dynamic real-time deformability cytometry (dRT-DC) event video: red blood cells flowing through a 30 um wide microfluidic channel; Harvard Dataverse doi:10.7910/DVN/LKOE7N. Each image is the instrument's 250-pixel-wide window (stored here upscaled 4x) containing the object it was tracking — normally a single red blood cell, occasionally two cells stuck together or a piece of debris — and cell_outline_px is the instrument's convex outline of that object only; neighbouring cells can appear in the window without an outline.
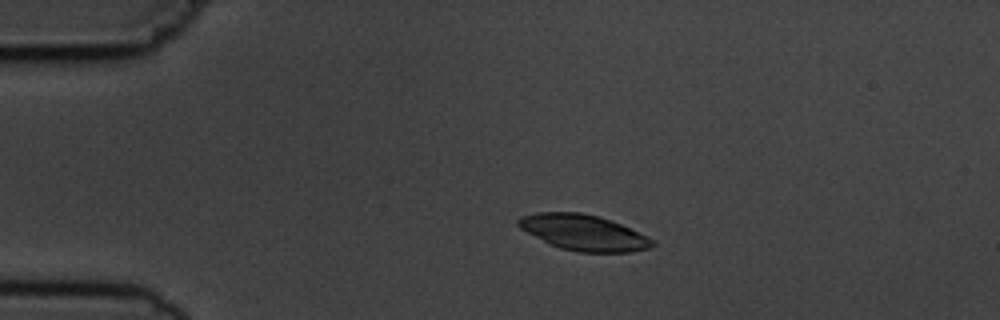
{"species": "common noctule bat (a hibernating species)", "species_latin": "Nyctalus noctula", "temperature_condition": "cold", "stored_images_in_passage": 4, "camera_frame_rate_fps": 3000, "um_per_image_px": 0.085, "animal": {"sex": "male", "body_mass_g": 19.5, "forearm_length_mm": 54.6}, "frame": {"image": 1, "passage_image": 3, "time_ms": 2.333, "image_size_px": [1000, 320], "cell_outline_px": [[656, 244], [652, 248], [632, 252], [580, 252], [560, 248], [548, 244], [520, 228], [516, 224], [516, 220], [520, 216], [536, 212], [580, 212], [596, 216], [620, 224], [648, 236]], "centroid_in_image_um": [49.58, 19.77], "position_along_channel_um": 35.4, "area_um2": 27.92}}